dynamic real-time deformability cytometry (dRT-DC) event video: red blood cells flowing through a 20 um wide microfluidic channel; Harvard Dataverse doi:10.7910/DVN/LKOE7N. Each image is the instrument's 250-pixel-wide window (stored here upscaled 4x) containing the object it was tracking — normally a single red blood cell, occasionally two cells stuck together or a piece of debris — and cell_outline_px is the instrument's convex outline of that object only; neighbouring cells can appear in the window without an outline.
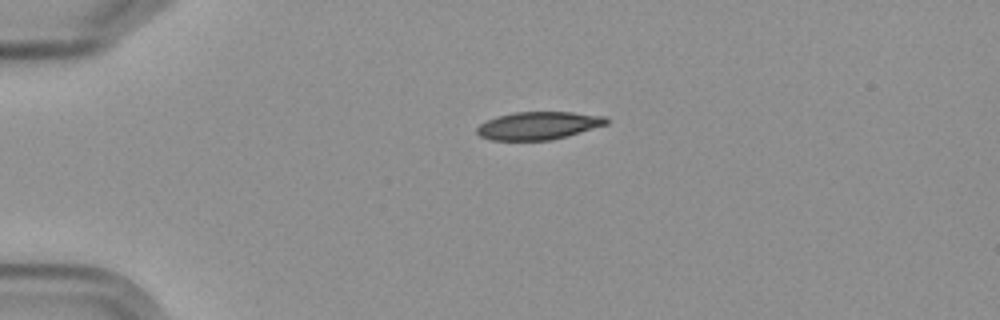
{"species": "Egyptian fruit bat (a non-hibernating species)", "species_latin": "Rousettus aegyptiacus", "temperature_condition": "cold", "stored_images_in_passage": 2, "camera_frame_rate_fps": 3000, "um_per_image_px": 0.085, "frame": {"image": 1, "passage_image": 1, "time_ms": 0.0, "image_size_px": [1000, 320], "cell_outline_px": [[608, 124], [564, 136], [548, 140], [492, 140], [480, 136], [476, 132], [476, 128], [480, 124], [496, 116], [516, 112], [572, 112], [604, 116], [608, 120]], "centroid_in_image_um": [45.73, 10.67], "position_along_channel_um": 39.3, "area_um2": 20.69}}